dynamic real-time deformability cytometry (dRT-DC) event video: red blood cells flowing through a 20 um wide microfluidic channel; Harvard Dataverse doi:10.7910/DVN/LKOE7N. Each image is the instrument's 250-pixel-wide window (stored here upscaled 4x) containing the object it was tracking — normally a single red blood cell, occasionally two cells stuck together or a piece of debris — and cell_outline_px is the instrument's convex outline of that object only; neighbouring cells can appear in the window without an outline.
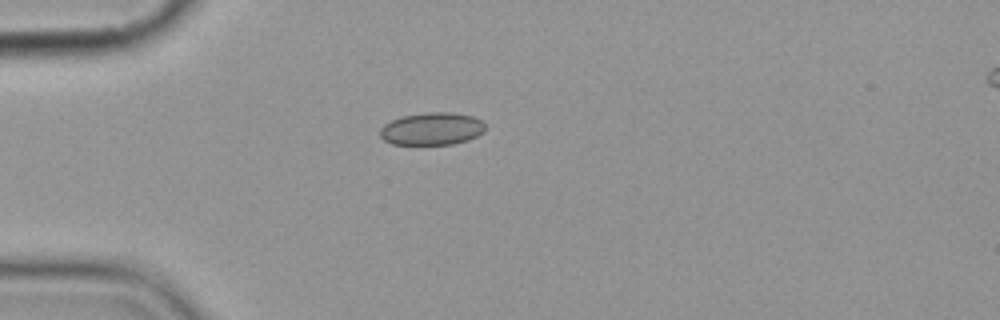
{"species": "common noctule bat (a hibernating species)", "species_latin": "Nyctalus noctula", "temperature_condition": "cold", "stored_images_in_passage": 3, "camera_frame_rate_fps": 3000, "um_per_image_px": 0.085, "animal": {"sex": "female", "body_mass_g": 19.9}, "frame": {"image": 1, "passage_image": 1, "time_ms": 0.0, "image_size_px": [1000, 320], "cell_outline_px": [[484, 132], [468, 140], [452, 144], [392, 144], [384, 140], [380, 136], [380, 128], [384, 124], [400, 116], [424, 112], [452, 112], [472, 116], [480, 120], [484, 124]], "centroid_in_image_um": [36.69, 10.94], "position_along_channel_um": 48.3, "area_um2": 20.0}}
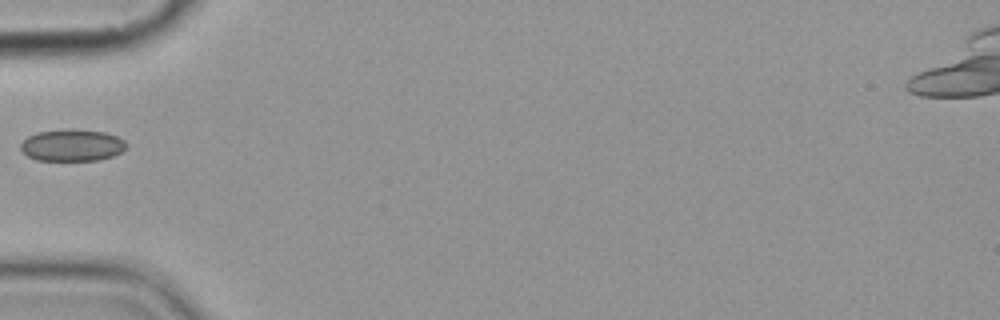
{"frame": {"image": 2, "passage_image": 2, "time_ms": 1.333, "image_size_px": [1000, 320], "cell_outline_px": [[128, 144], [120, 152], [112, 156], [100, 160], [36, 160], [28, 156], [20, 148], [20, 144], [28, 136], [36, 132], [68, 128], [72, 128], [104, 132], [116, 136], [124, 140]], "centroid_in_image_um": [6.11, 12.33], "position_along_channel_um": 78.9, "area_um2": 19.71}}
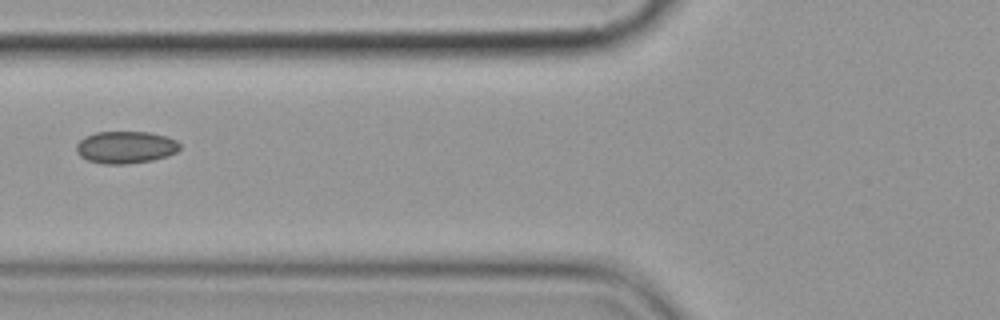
{"frame": {"image": 3, "passage_image": 3, "time_ms": 2.333, "image_size_px": [1000, 320], "cell_outline_px": [[180, 148], [176, 152], [168, 156], [152, 160], [124, 164], [104, 164], [88, 160], [80, 156], [76, 152], [76, 144], [84, 136], [96, 132], [148, 132], [164, 136], [176, 140], [180, 144]], "centroid_in_image_um": [10.66, 12.52], "position_along_channel_um": 115.1, "area_um2": 19.42}}